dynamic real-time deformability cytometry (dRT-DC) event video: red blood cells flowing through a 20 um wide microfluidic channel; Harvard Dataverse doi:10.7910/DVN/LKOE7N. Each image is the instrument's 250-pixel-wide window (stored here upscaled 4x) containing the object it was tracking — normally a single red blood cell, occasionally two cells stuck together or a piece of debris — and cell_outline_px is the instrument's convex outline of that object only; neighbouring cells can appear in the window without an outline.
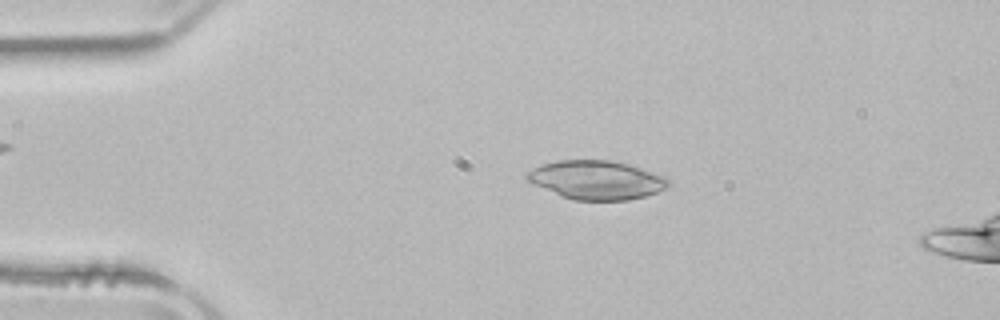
{"species": "common noctule bat (a hibernating species)", "species_latin": "Nyctalus noctula", "temperature_condition": "room temperature", "stored_images_in_passage": 44, "camera_frame_rate_fps": 3000, "um_per_image_px": 0.085, "animal": {"sex": "male", "body_mass_g": 21.5, "forearm_length_mm": 52.0}, "frame": {"image": 1, "passage_image": 3, "time_ms": 0.667, "image_size_px": [1000, 320], "cell_outline_px": [[672, 184], [668, 188], [644, 196], [628, 200], [572, 200], [560, 196], [532, 184], [524, 176], [532, 168], [556, 160], [612, 160], [628, 164], [664, 176], [672, 180]], "centroid_in_image_um": [50.7, 15.3], "position_along_channel_um": 34.3, "area_um2": 32.14}}
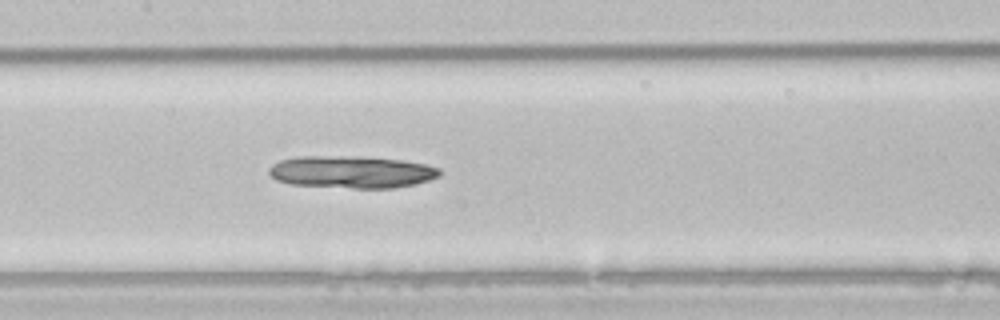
{"frame": {"image": 2, "passage_image": 17, "time_ms": 5.333, "image_size_px": [1000, 320], "cell_outline_px": [[440, 176], [416, 184], [392, 188], [352, 188], [292, 184], [276, 180], [268, 172], [268, 168], [272, 164], [280, 160], [296, 156], [360, 156], [404, 160], [424, 164], [440, 168]], "centroid_in_image_um": [29.88, 14.61], "position_along_channel_um": 177.5, "area_um2": 32.25}}
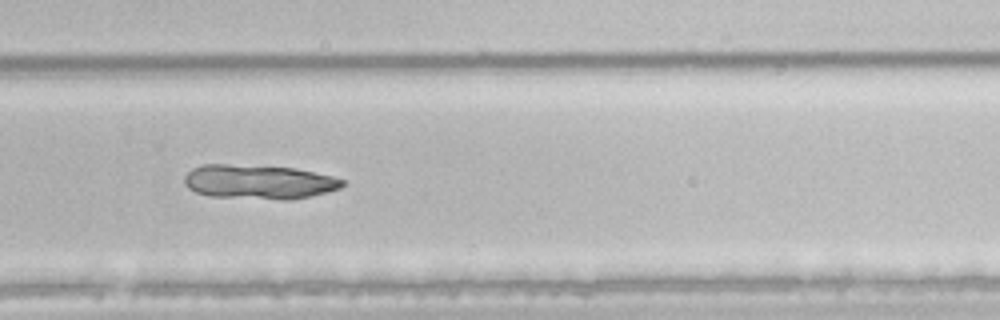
{"frame": {"image": 3, "passage_image": 27, "time_ms": 8.667, "image_size_px": [1000, 320], "cell_outline_px": [[344, 184], [340, 188], [312, 196], [288, 200], [280, 200], [208, 196], [196, 192], [188, 188], [184, 184], [184, 176], [192, 168], [200, 164], [228, 164], [296, 168], [332, 176], [344, 180]], "centroid_in_image_um": [21.97, 15.46], "position_along_channel_um": 307.8, "area_um2": 31.85}}